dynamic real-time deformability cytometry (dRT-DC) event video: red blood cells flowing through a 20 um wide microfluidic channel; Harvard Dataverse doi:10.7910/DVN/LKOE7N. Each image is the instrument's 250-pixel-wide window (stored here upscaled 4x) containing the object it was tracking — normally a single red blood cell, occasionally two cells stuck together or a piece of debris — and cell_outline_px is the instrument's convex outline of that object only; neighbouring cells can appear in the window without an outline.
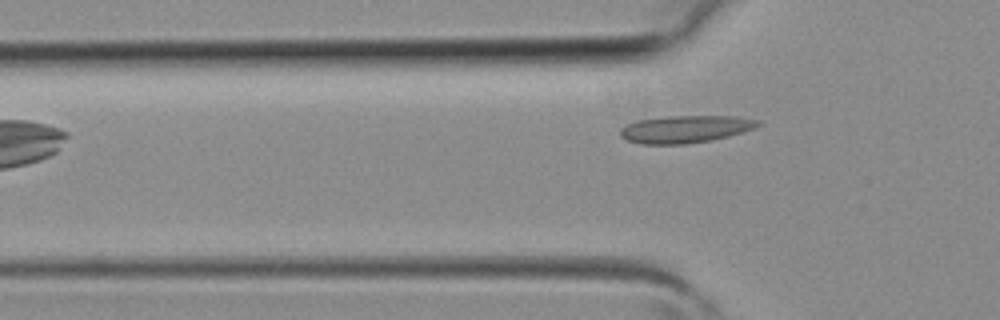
{"species": "common noctule bat (a hibernating species)", "species_latin": "Nyctalus noctula", "temperature_condition": "room temperature", "stored_images_in_passage": 3, "camera_frame_rate_fps": 3000, "um_per_image_px": 0.085, "animal": {"sex": "female", "body_mass_g": 19.3, "forearm_length_mm": 54.1}, "frame": {"image": 1, "passage_image": 2, "time_ms": 0.333, "image_size_px": [1000, 320], "cell_outline_px": [[760, 124], [756, 128], [728, 136], [712, 140], [684, 144], [640, 144], [628, 140], [620, 136], [620, 128], [628, 124], [640, 120], [664, 116], [736, 116], [760, 120]], "centroid_in_image_um": [58.27, 10.97], "position_along_channel_um": 67.5, "area_um2": 21.96}}
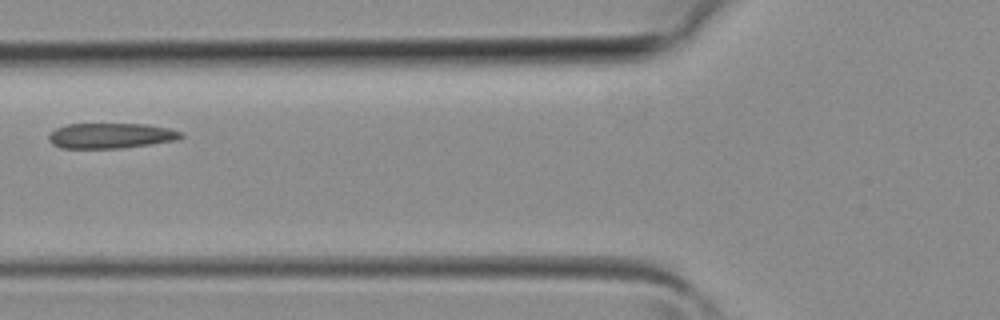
{"frame": {"image": 2, "passage_image": 3, "time_ms": 0.667, "image_size_px": [1000, 320], "cell_outline_px": [[184, 136], [176, 140], [120, 148], [60, 148], [52, 144], [48, 140], [48, 136], [56, 128], [68, 124], [148, 124], [168, 128], [184, 132]], "centroid_in_image_um": [9.42, 11.53], "position_along_channel_um": 116.4, "area_um2": 19.48}}